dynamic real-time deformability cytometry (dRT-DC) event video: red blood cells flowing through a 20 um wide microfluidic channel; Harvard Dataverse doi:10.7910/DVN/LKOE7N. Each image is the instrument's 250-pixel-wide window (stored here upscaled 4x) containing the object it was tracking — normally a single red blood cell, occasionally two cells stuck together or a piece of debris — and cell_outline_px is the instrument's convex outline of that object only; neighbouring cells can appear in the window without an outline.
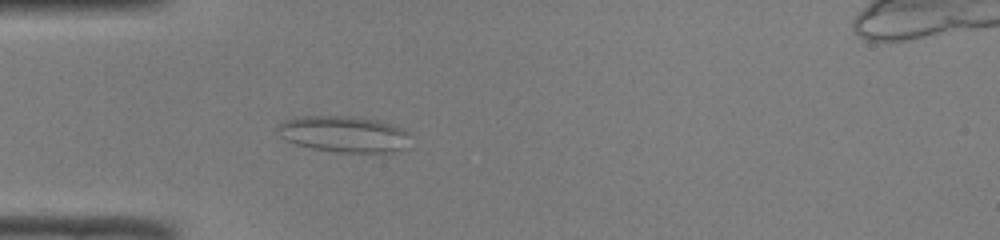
{"species": "common noctule bat (a hibernating species)", "species_latin": "Nyctalus noctula", "temperature_condition": "room temperature", "stored_images_in_passage": 41, "camera_frame_rate_fps": 3000, "um_per_image_px": 0.085, "animal": {"sex": "male", "body_mass_g": 19.0, "forearm_length_mm": 50.8}, "frame": {"image": 1, "passage_image": 6, "time_ms": 1.667, "image_size_px": [1000, 240], "cell_outline_px": [[408, 132], [404, 148], [396, 152], [336, 152], [312, 148], [296, 144], [284, 140], [280, 136], [276, 128], [284, 120], [296, 116], [348, 116], [376, 120], [396, 124], [404, 128]], "centroid_in_image_um": [29.2, 11.39], "position_along_channel_um": 55.8, "area_um2": 28.09}}
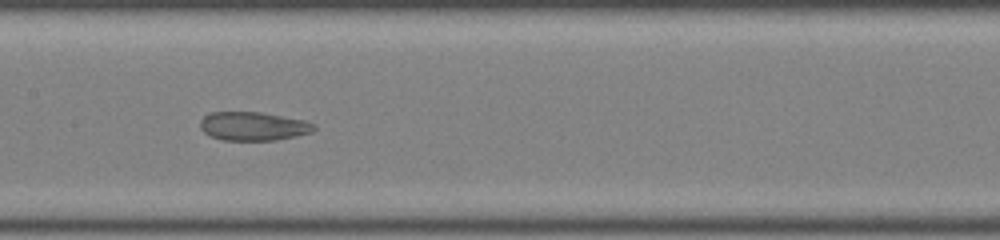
{"frame": {"image": 2, "passage_image": 16, "time_ms": 5.0, "image_size_px": [1000, 240], "cell_outline_px": [[316, 128], [312, 132], [296, 136], [276, 140], [224, 140], [212, 136], [204, 132], [200, 128], [200, 120], [208, 112], [260, 112], [304, 120], [316, 124]], "centroid_in_image_um": [21.53, 10.72], "position_along_channel_um": 185.9, "area_um2": 19.02}}
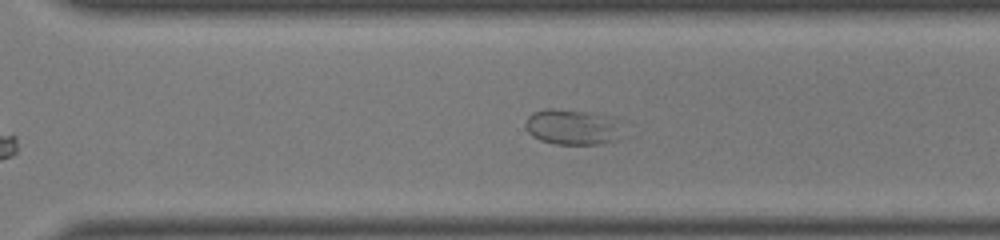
{"frame": {"image": 3, "passage_image": 26, "time_ms": 8.333, "image_size_px": [1000, 240], "cell_outline_px": [[632, 136], [620, 140], [600, 144], [556, 144], [540, 140], [532, 136], [528, 132], [524, 124], [528, 116], [532, 112], [548, 108], [556, 108], [584, 112], [608, 116], [632, 124]], "centroid_in_image_um": [48.94, 10.82], "position_along_channel_um": 321.7, "area_um2": 21.68}}